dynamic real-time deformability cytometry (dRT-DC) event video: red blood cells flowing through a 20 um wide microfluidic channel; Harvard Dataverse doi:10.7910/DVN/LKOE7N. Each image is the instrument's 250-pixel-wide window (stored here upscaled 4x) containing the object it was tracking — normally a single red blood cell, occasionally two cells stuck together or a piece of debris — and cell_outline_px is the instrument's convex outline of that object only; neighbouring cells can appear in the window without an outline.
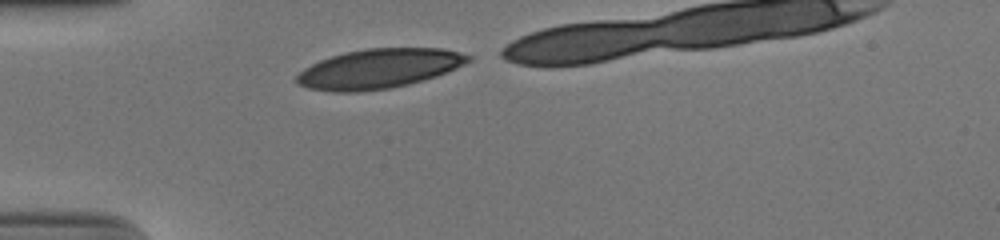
{"species": "human", "species_latin": "Homo sapiens", "temperature_condition": "cold", "stored_images_in_passage": 13, "camera_frame_rate_fps": 3000, "um_per_image_px": 0.085, "donor": {"sex": "male"}, "frame": {"image": 1, "passage_image": 1, "time_ms": 0.0, "image_size_px": [1000, 240], "cell_outline_px": [[472, 60], [456, 68], [436, 76], [408, 84], [392, 88], [360, 92], [332, 92], [308, 88], [296, 84], [296, 76], [304, 68], [320, 60], [344, 52], [368, 48], [440, 48], [472, 56]], "centroid_in_image_um": [32.18, 5.84], "position_along_channel_um": 52.8, "area_um2": 39.48}}
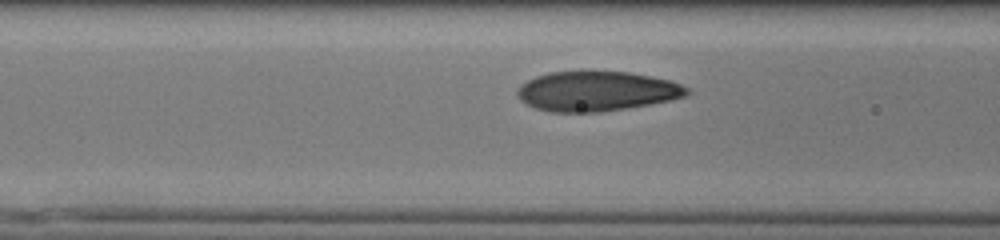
{"frame": {"image": 2, "passage_image": 7, "time_ms": 2.0, "image_size_px": [1000, 240], "cell_outline_px": [[692, 92], [684, 96], [668, 100], [628, 108], [600, 112], [552, 112], [536, 108], [520, 100], [516, 92], [516, 88], [520, 84], [536, 76], [548, 72], [628, 72], [668, 80], [680, 84], [688, 88]], "centroid_in_image_um": [50.67, 7.76], "position_along_channel_um": 115.9, "area_um2": 39.02}}
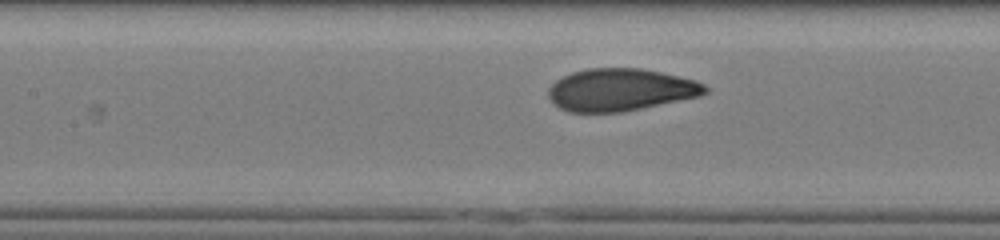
{"frame": {"image": 3, "passage_image": 10, "time_ms": 3.0, "image_size_px": [1000, 240], "cell_outline_px": [[708, 92], [700, 96], [620, 112], [568, 112], [552, 104], [548, 96], [548, 88], [556, 80], [572, 72], [588, 68], [640, 68], [660, 72], [696, 80], [704, 84], [708, 88]], "centroid_in_image_um": [52.71, 7.63], "position_along_channel_um": 154.7, "area_um2": 38.61}}